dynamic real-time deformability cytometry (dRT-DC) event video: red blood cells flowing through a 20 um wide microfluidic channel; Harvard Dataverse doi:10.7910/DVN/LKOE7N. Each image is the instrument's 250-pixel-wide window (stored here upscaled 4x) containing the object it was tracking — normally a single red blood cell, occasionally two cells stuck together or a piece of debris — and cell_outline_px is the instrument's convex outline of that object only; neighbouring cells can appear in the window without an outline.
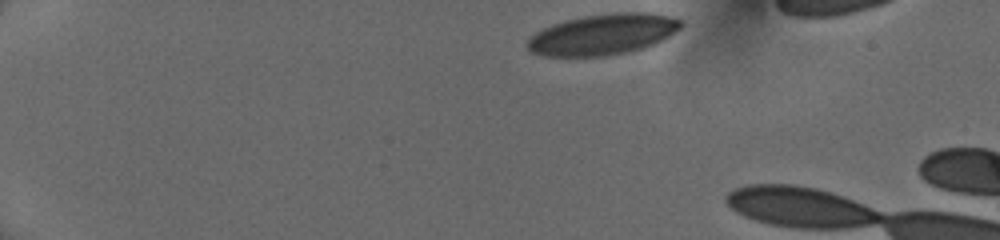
{"species": "human", "species_latin": "Homo sapiens", "temperature_condition": "cold", "stored_images_in_passage": 4, "camera_frame_rate_fps": 3000, "um_per_image_px": 0.085, "donor": {"sex": "female"}, "frame": {"image": 1, "passage_image": 1, "time_ms": 0.0, "image_size_px": [1000, 240], "cell_outline_px": [[684, 24], [680, 28], [656, 44], [644, 48], [628, 52], [604, 56], [544, 56], [532, 52], [524, 44], [536, 32], [552, 24], [564, 20], [584, 16], [616, 12], [648, 12], [668, 16], [680, 20]], "centroid_in_image_um": [51.25, 2.92], "position_along_channel_um": 33.8, "area_um2": 36.59}}